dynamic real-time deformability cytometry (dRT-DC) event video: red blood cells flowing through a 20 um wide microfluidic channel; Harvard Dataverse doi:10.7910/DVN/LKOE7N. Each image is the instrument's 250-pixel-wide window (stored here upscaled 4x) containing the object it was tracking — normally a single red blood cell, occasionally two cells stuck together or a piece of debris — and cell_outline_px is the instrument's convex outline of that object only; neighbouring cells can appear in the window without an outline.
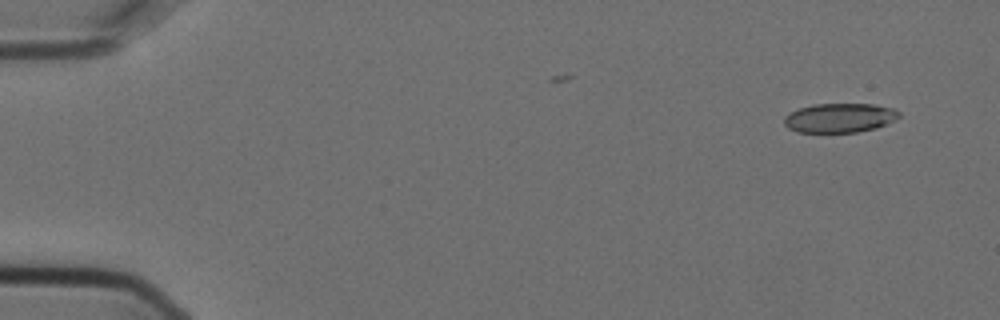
{"species": "Egyptian fruit bat (a non-hibernating species)", "species_latin": "Rousettus aegyptiacus", "temperature_condition": "cold", "stored_images_in_passage": 2, "camera_frame_rate_fps": 3000, "um_per_image_px": 0.085, "animal": {"sex": "female"}, "frame": {"image": 1, "passage_image": 2, "time_ms": 0.333, "image_size_px": [1000, 320], "cell_outline_px": [[900, 116], [876, 128], [856, 132], [800, 132], [788, 128], [784, 124], [784, 116], [788, 112], [800, 108], [816, 104], [872, 104], [892, 108], [900, 112]], "centroid_in_image_um": [71.33, 10.01], "position_along_channel_um": 13.7, "area_um2": 19.42}}